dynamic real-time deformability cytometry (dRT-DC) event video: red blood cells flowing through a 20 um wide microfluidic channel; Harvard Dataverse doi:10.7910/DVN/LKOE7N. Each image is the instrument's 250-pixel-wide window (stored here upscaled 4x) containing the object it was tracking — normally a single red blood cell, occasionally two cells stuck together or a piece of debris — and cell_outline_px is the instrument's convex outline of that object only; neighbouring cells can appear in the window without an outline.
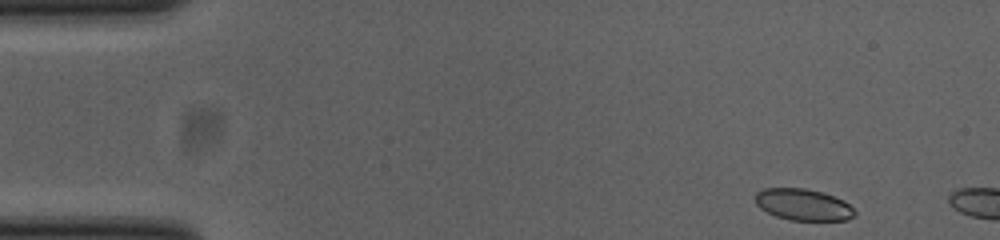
{"species": "common noctule bat (a hibernating species)", "species_latin": "Nyctalus noctula", "temperature_condition": "cold", "stored_images_in_passage": 4, "camera_frame_rate_fps": 3000, "um_per_image_px": 0.085, "animal": {"sex": "female", "body_mass_g": 23.0, "forearm_length_mm": 53.4}, "frame": {"image": 1, "passage_image": 1, "time_ms": 0.0, "image_size_px": [1000, 240], "cell_outline_px": [[856, 216], [848, 220], [788, 220], [776, 216], [760, 208], [756, 204], [756, 192], [764, 188], [804, 188], [820, 192], [844, 200], [856, 212]], "centroid_in_image_um": [68.28, 17.4], "position_along_channel_um": 16.7, "area_um2": 18.21}}